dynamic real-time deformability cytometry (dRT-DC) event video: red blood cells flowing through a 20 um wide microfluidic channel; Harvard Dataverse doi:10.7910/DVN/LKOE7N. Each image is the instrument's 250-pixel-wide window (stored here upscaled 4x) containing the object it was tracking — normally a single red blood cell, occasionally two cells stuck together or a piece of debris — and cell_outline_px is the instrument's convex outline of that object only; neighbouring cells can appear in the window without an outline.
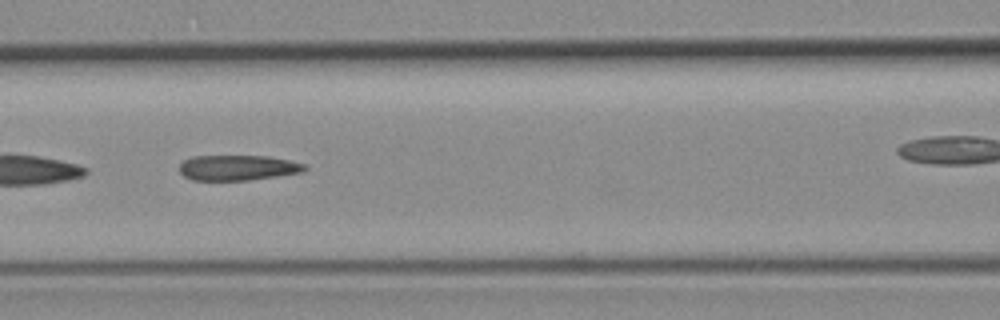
{"species": "common noctule bat (a hibernating species)", "species_latin": "Nyctalus noctula", "temperature_condition": "room temperature", "stored_images_in_passage": 45, "camera_frame_rate_fps": 3000, "um_per_image_px": 0.085, "animal": {"sex": "female", "body_mass_g": 19.3, "forearm_length_mm": 54.1}, "frame": {"image": 1, "passage_image": 14, "time_ms": 4.333, "image_size_px": [1000, 320], "cell_outline_px": [[308, 168], [304, 172], [248, 180], [192, 180], [184, 176], [180, 172], [180, 164], [184, 160], [192, 156], [268, 156], [288, 160], [304, 164]], "centroid_in_image_um": [20.21, 14.25], "position_along_channel_um": 146.4, "area_um2": 18.44}}
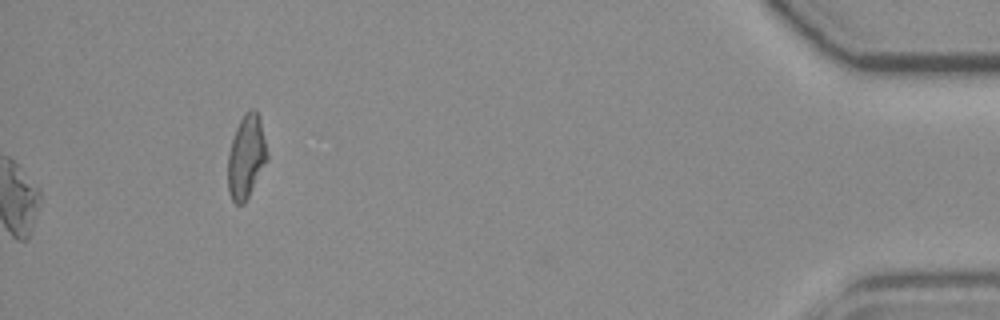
{"frame": {"image": 2, "passage_image": 45, "time_ms": 14.667, "image_size_px": [1000, 320], "cell_outline_px": [[268, 160], [244, 204], [236, 204], [232, 200], [228, 192], [228, 152], [236, 128], [244, 112], [252, 108], [256, 108], [260, 116], [268, 152]], "centroid_in_image_um": [20.95, 13.29], "position_along_channel_um": 414.3, "area_um2": 19.36}, "authors_computed_cell_mechanics": {"area_um2": 19.5364, "velocity_mm_per_s": 3.8753, "shape_relaxation_time_tau1_ms": null, "shape_relaxation_time_tau2_ms": 3.4137, "deformation_change_tau1": null, "deformation_change_tau2": 0.1449}}